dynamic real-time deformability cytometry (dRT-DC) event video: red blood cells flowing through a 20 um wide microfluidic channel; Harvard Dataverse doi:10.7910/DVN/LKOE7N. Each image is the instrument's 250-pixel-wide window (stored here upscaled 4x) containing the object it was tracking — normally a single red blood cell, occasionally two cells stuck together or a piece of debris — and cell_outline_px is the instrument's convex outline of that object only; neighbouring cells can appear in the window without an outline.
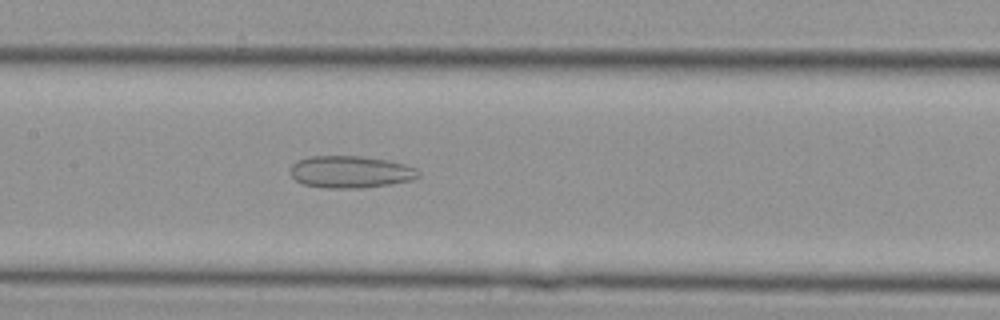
{"species": "Egyptian fruit bat (a non-hibernating species)", "species_latin": "Rousettus aegyptiacus", "temperature_condition": "cold", "stored_images_in_passage": 27, "camera_frame_rate_fps": 3000, "um_per_image_px": 0.085, "animal": {"sex": "female"}, "frame": {"image": 1, "passage_image": 14, "time_ms": 4.333, "image_size_px": [1000, 320], "cell_outline_px": [[420, 176], [412, 180], [392, 184], [364, 188], [328, 188], [304, 184], [296, 180], [288, 172], [288, 168], [296, 160], [308, 156], [360, 156], [388, 160], [404, 164], [416, 168], [420, 172]], "centroid_in_image_um": [29.78, 14.61], "position_along_channel_um": 177.6, "area_um2": 24.28}}
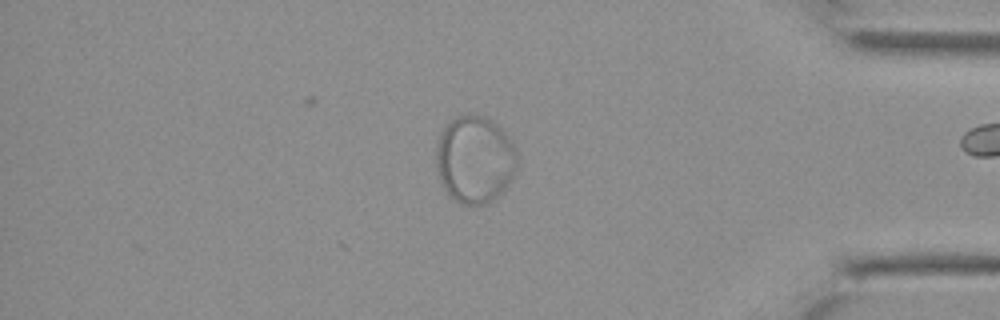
{"frame": {"image": 2, "passage_image": 27, "time_ms": 8.667, "image_size_px": [1000, 320], "cell_outline_px": [[516, 172], [508, 184], [488, 204], [464, 204], [456, 200], [444, 188], [440, 180], [436, 164], [436, 144], [448, 120], [456, 116], [468, 112], [484, 116], [496, 124], [512, 140], [516, 148]], "centroid_in_image_um": [40.35, 13.51], "position_along_channel_um": 394.8, "area_um2": 41.33}}